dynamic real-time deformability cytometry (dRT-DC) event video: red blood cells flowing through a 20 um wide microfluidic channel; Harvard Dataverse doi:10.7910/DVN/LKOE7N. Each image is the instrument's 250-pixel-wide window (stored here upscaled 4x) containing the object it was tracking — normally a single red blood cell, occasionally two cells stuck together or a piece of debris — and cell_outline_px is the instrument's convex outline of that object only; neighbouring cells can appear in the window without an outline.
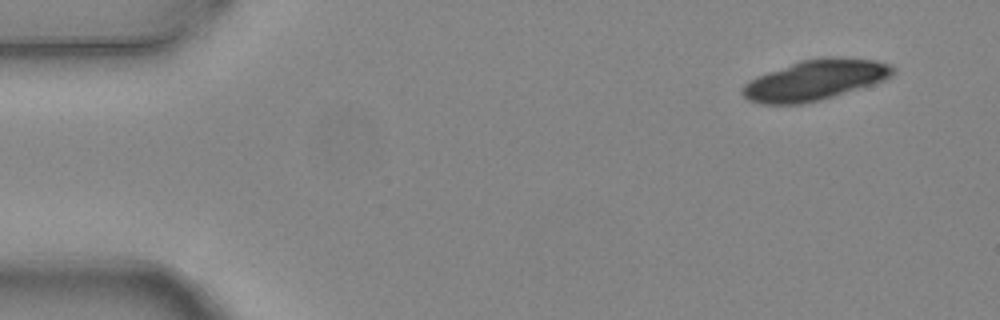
{"species": "common noctule bat (a hibernating species)", "species_latin": "Nyctalus noctula", "temperature_condition": "warm", "stored_images_in_passage": 5, "camera_frame_rate_fps": 3000, "um_per_image_px": 0.085, "animal": {"sex": "female", "body_mass_g": 24.6, "forearm_length_mm": 56.2}, "frame": {"image": 1, "passage_image": 1, "time_ms": 0.0, "image_size_px": [1000, 320], "cell_outline_px": [[896, 72], [892, 76], [884, 80], [872, 84], [820, 100], [804, 104], [760, 104], [748, 100], [740, 92], [744, 84], [756, 76], [800, 60], [824, 56], [836, 56], [876, 60], [892, 64], [896, 68]], "centroid_in_image_um": [69.3, 6.79], "position_along_channel_um": 15.7, "area_um2": 35.72}}
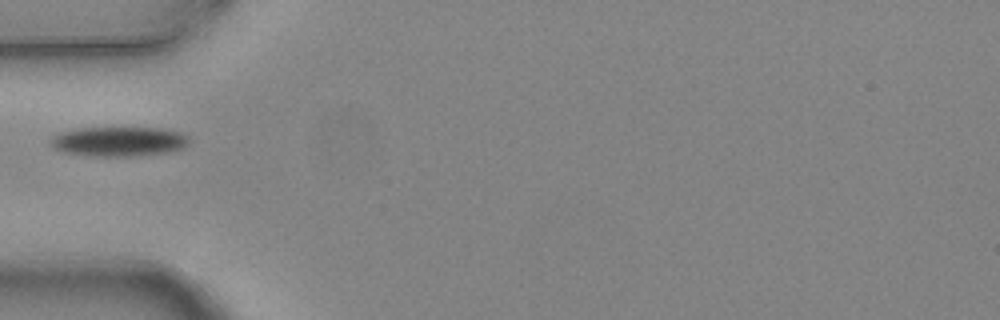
{"frame": {"image": 2, "passage_image": 5, "time_ms": 1.333, "image_size_px": [1000, 320], "cell_outline_px": [[192, 140], [184, 148], [168, 152], [132, 156], [88, 156], [64, 152], [52, 148], [48, 144], [48, 140], [56, 132], [80, 128], [160, 128], [180, 132], [188, 136]], "centroid_in_image_um": [10.05, 12.02], "position_along_channel_um": 75.0, "area_um2": 24.33}}